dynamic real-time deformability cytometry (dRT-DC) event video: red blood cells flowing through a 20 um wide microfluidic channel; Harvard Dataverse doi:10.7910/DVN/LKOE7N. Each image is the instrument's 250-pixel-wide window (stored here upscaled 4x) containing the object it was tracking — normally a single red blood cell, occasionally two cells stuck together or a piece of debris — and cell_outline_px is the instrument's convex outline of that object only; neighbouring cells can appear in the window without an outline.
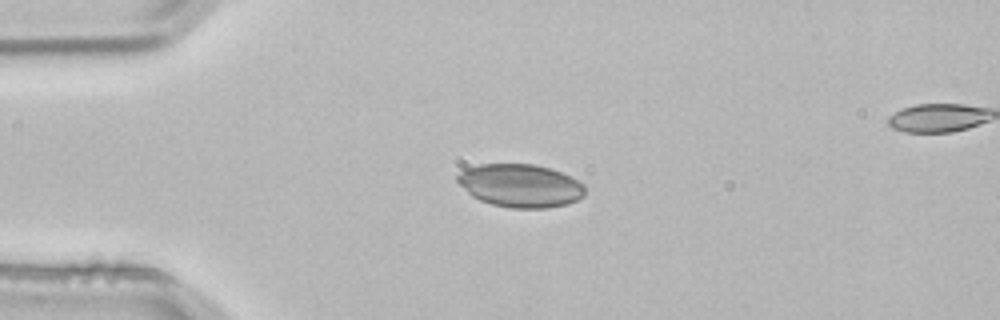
{"species": "common noctule bat (a hibernating species)", "species_latin": "Nyctalus noctula", "temperature_condition": "room temperature", "stored_images_in_passage": 2, "segment_of_instrument_passage": [1, 2], "camera_frame_rate_fps": 3000, "um_per_image_px": 0.085, "animal": {"sex": "male", "body_mass_g": 21.5, "forearm_length_mm": 52.0}, "frame": {"image": 1, "passage_image": 1, "time_ms": 0.0, "image_size_px": [1000, 320], "cell_outline_px": [[584, 196], [568, 204], [548, 208], [512, 208], [492, 204], [480, 200], [472, 196], [456, 180], [456, 176], [464, 168], [480, 164], [532, 164], [552, 168], [584, 184]], "centroid_in_image_um": [44.22, 15.77], "position_along_channel_um": 40.8, "area_um2": 32.02}}